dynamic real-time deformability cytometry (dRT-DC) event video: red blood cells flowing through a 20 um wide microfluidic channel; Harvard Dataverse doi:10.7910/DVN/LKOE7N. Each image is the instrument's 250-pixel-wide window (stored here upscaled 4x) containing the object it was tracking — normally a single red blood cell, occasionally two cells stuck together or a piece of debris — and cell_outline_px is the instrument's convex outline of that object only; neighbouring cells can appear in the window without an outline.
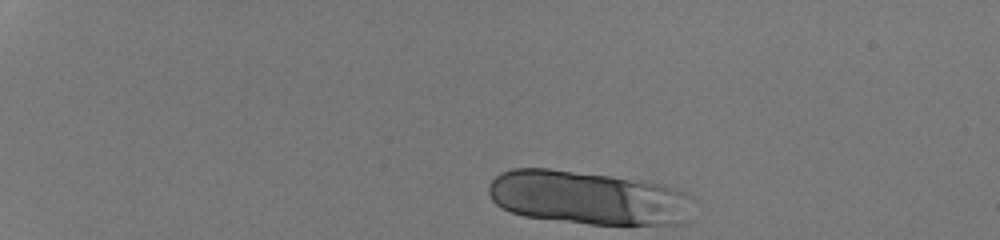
{"species": "human", "species_latin": "Homo sapiens", "temperature_condition": "room temperature", "stored_images_in_passage": 36, "camera_frame_rate_fps": 3000, "um_per_image_px": 0.085, "donor": {"sex": "male"}, "frame": {"image": 1, "passage_image": 1, "time_ms": 0.0, "image_size_px": [1000, 240], "cell_outline_px": [[688, 196], [668, 224], [588, 224], [524, 216], [500, 208], [492, 200], [488, 192], [488, 184], [500, 172], [512, 168], [548, 168], [612, 176], [664, 184], [684, 192]], "centroid_in_image_um": [49.66, 16.76], "position_along_channel_um": 35.3, "area_um2": 61.96}}
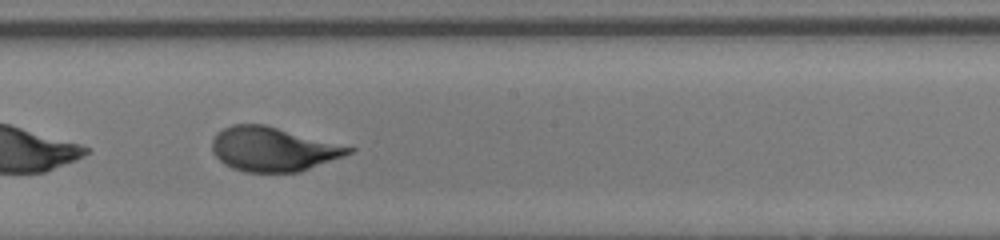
{"frame": {"image": 2, "passage_image": 23, "time_ms": 7.333, "image_size_px": [1000, 240], "cell_outline_px": [[356, 148], [352, 152], [344, 156], [300, 172], [244, 172], [232, 168], [224, 164], [212, 152], [212, 140], [216, 132], [232, 124], [264, 124]], "centroid_in_image_um": [23.19, 12.68], "position_along_channel_um": 225.0, "area_um2": 35.2}}
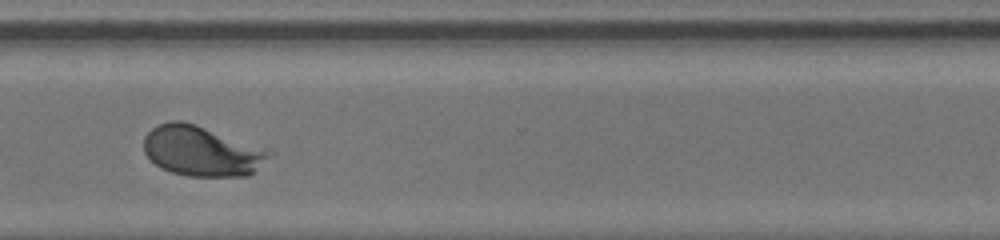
{"frame": {"image": 3, "passage_image": 32, "time_ms": 10.333, "image_size_px": [1000, 240], "cell_outline_px": [[276, 152], [272, 156], [248, 176], [188, 176], [172, 172], [156, 164], [144, 152], [144, 136], [152, 128], [160, 124], [172, 120], [180, 120], [196, 124]], "centroid_in_image_um": [17.17, 12.83], "position_along_channel_um": 353.4, "area_um2": 36.47}, "authors_computed_cell_mechanics": {"area_um2": 36.1828, "velocity_mm_per_s": 4.2785, "shape_relaxation_time_tau1_ms": 3.4465, "shape_relaxation_time_tau2_ms": null, "deformation_change_tau1": 0.1933, "deformation_change_tau2": null}}